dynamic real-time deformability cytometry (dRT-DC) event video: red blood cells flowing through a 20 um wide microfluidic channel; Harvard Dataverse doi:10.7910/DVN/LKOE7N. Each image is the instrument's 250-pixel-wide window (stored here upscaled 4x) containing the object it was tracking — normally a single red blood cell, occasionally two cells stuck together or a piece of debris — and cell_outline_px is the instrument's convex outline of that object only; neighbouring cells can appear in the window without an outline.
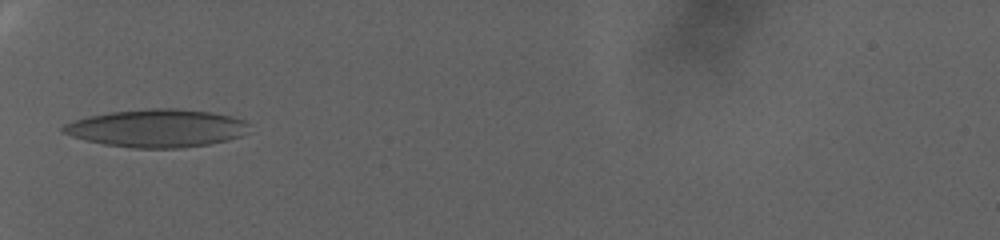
{"species": "human", "species_latin": "Homo sapiens", "temperature_condition": "warm", "stored_images_in_passage": 59, "camera_frame_rate_fps": 3000, "um_per_image_px": 0.085, "donor": {"sex": "female"}, "frame": {"image": 1, "passage_image": 1, "time_ms": 0.0, "image_size_px": [1000, 240], "cell_outline_px": [[252, 124], [240, 136], [228, 140], [208, 144], [180, 148], [132, 148], [104, 144], [72, 136], [60, 132], [60, 128], [64, 124], [72, 120], [88, 116], [112, 112], [144, 108], [176, 108], [212, 112], [232, 116], [244, 120]], "centroid_in_image_um": [13.33, 10.89], "position_along_channel_um": 71.7, "area_um2": 41.27}}
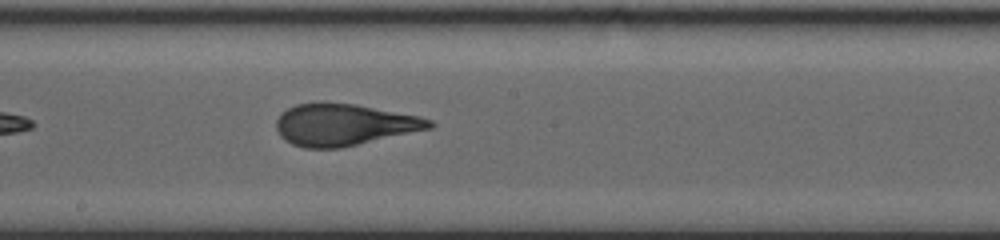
{"frame": {"image": 2, "passage_image": 22, "time_ms": 7.0, "image_size_px": [1000, 240], "cell_outline_px": [[436, 124], [432, 128], [340, 148], [304, 148], [292, 144], [284, 140], [280, 136], [276, 128], [276, 120], [280, 112], [296, 104], [316, 100], [324, 100], [356, 104], [420, 116], [432, 120]], "centroid_in_image_um": [29.2, 10.57], "position_along_channel_um": 219.0, "area_um2": 37.97}}
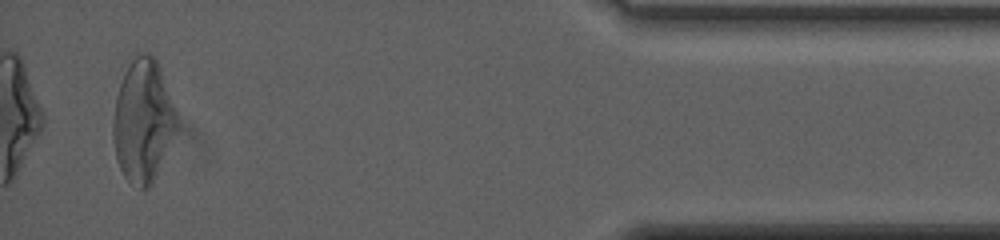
{"frame": {"image": 3, "passage_image": 56, "time_ms": 18.333, "image_size_px": [1000, 240], "cell_outline_px": [[176, 128], [152, 184], [148, 188], [140, 188], [128, 180], [124, 176], [116, 160], [112, 140], [112, 120], [116, 96], [128, 56], [136, 52], [148, 52], [156, 60], [160, 68], [176, 112]], "centroid_in_image_um": [12.09, 10.19], "position_along_channel_um": 423.1, "area_um2": 45.6}, "authors_computed_cell_mechanics": {"area_um2": 37.7434, "velocity_mm_per_s": 2.2322, "shape_relaxation_time_tau1_ms": 11.2486, "shape_relaxation_time_tau2_ms": 1.3139, "deformation_change_tau1": 0.255, "deformation_change_tau2": 0.0973}}